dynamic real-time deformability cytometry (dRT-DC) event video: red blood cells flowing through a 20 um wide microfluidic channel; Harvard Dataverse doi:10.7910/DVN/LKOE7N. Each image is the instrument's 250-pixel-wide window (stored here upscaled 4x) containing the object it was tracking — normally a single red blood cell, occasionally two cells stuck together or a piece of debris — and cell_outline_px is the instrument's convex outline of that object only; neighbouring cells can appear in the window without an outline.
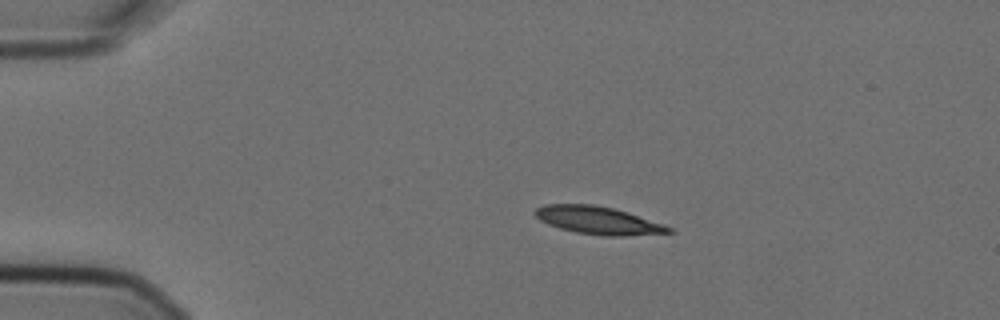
{"species": "Egyptian fruit bat (a non-hibernating species)", "species_latin": "Rousettus aegyptiacus", "temperature_condition": "cold", "stored_images_in_passage": 10, "camera_frame_rate_fps": 3000, "um_per_image_px": 0.085, "animal": {"sex": "female"}, "frame": {"image": 1, "passage_image": 2, "time_ms": 0.333, "image_size_px": [1000, 320], "cell_outline_px": [[676, 232], [624, 236], [604, 236], [576, 232], [560, 228], [548, 224], [540, 220], [532, 212], [536, 208], [544, 204], [596, 204], [628, 212], [664, 224], [672, 228]], "centroid_in_image_um": [50.85, 18.73], "position_along_channel_um": 34.2, "area_um2": 21.73}}
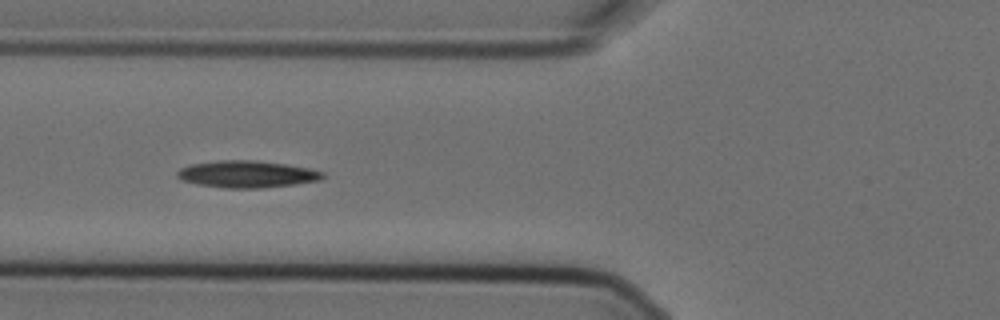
{"frame": {"image": 2, "passage_image": 5, "time_ms": 1.333, "image_size_px": [1000, 320], "cell_outline_px": [[324, 176], [320, 180], [292, 184], [260, 188], [224, 188], [196, 184], [180, 180], [176, 176], [176, 172], [180, 168], [192, 164], [216, 160], [256, 160], [284, 164], [308, 168], [324, 172]], "centroid_in_image_um": [20.93, 14.8], "position_along_channel_um": 104.9, "area_um2": 22.83}}
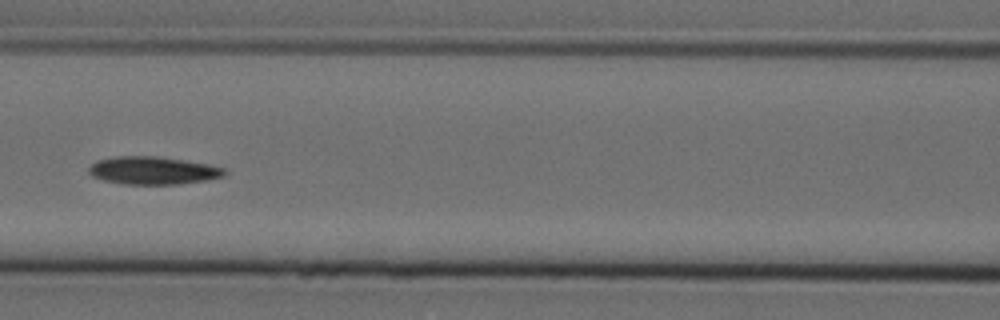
{"frame": {"image": 3, "passage_image": 6, "time_ms": 1.667, "image_size_px": [1000, 320], "cell_outline_px": [[228, 172], [224, 176], [204, 180], [180, 184], [124, 184], [104, 180], [92, 176], [88, 172], [88, 168], [96, 160], [116, 156], [156, 156], [208, 164], [224, 168]], "centroid_in_image_um": [12.98, 14.49], "position_along_channel_um": 153.6, "area_um2": 21.91}}